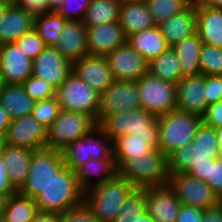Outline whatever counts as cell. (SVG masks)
I'll return each instance as SVG.
<instances>
[{
    "instance_id": "obj_5",
    "label": "cell",
    "mask_w": 222,
    "mask_h": 222,
    "mask_svg": "<svg viewBox=\"0 0 222 222\" xmlns=\"http://www.w3.org/2000/svg\"><path fill=\"white\" fill-rule=\"evenodd\" d=\"M118 174L137 189L166 185L168 183L166 156L159 149H152L147 156L128 160L118 170Z\"/></svg>"
},
{
    "instance_id": "obj_58",
    "label": "cell",
    "mask_w": 222,
    "mask_h": 222,
    "mask_svg": "<svg viewBox=\"0 0 222 222\" xmlns=\"http://www.w3.org/2000/svg\"><path fill=\"white\" fill-rule=\"evenodd\" d=\"M215 131L218 144H222V127L216 128Z\"/></svg>"
},
{
    "instance_id": "obj_43",
    "label": "cell",
    "mask_w": 222,
    "mask_h": 222,
    "mask_svg": "<svg viewBox=\"0 0 222 222\" xmlns=\"http://www.w3.org/2000/svg\"><path fill=\"white\" fill-rule=\"evenodd\" d=\"M15 43L31 60H34L47 46L34 28L24 33Z\"/></svg>"
},
{
    "instance_id": "obj_29",
    "label": "cell",
    "mask_w": 222,
    "mask_h": 222,
    "mask_svg": "<svg viewBox=\"0 0 222 222\" xmlns=\"http://www.w3.org/2000/svg\"><path fill=\"white\" fill-rule=\"evenodd\" d=\"M117 173L114 159H90L75 170L77 182L83 192L112 179ZM94 178L95 181H92Z\"/></svg>"
},
{
    "instance_id": "obj_66",
    "label": "cell",
    "mask_w": 222,
    "mask_h": 222,
    "mask_svg": "<svg viewBox=\"0 0 222 222\" xmlns=\"http://www.w3.org/2000/svg\"><path fill=\"white\" fill-rule=\"evenodd\" d=\"M117 1H119V2H123V1H129V0H117Z\"/></svg>"
},
{
    "instance_id": "obj_36",
    "label": "cell",
    "mask_w": 222,
    "mask_h": 222,
    "mask_svg": "<svg viewBox=\"0 0 222 222\" xmlns=\"http://www.w3.org/2000/svg\"><path fill=\"white\" fill-rule=\"evenodd\" d=\"M66 21L67 20L53 10L49 13L36 15L34 17V29L47 46L54 47Z\"/></svg>"
},
{
    "instance_id": "obj_7",
    "label": "cell",
    "mask_w": 222,
    "mask_h": 222,
    "mask_svg": "<svg viewBox=\"0 0 222 222\" xmlns=\"http://www.w3.org/2000/svg\"><path fill=\"white\" fill-rule=\"evenodd\" d=\"M99 126L113 141L131 134L141 138H159L157 117L143 108L111 114Z\"/></svg>"
},
{
    "instance_id": "obj_47",
    "label": "cell",
    "mask_w": 222,
    "mask_h": 222,
    "mask_svg": "<svg viewBox=\"0 0 222 222\" xmlns=\"http://www.w3.org/2000/svg\"><path fill=\"white\" fill-rule=\"evenodd\" d=\"M215 194L222 196V158L218 157L214 162H210L209 178L206 181Z\"/></svg>"
},
{
    "instance_id": "obj_12",
    "label": "cell",
    "mask_w": 222,
    "mask_h": 222,
    "mask_svg": "<svg viewBox=\"0 0 222 222\" xmlns=\"http://www.w3.org/2000/svg\"><path fill=\"white\" fill-rule=\"evenodd\" d=\"M167 184L181 204L203 210L219 204V197L206 181L192 177L187 173L169 174Z\"/></svg>"
},
{
    "instance_id": "obj_8",
    "label": "cell",
    "mask_w": 222,
    "mask_h": 222,
    "mask_svg": "<svg viewBox=\"0 0 222 222\" xmlns=\"http://www.w3.org/2000/svg\"><path fill=\"white\" fill-rule=\"evenodd\" d=\"M64 167L61 151L47 147L34 150L28 176L18 192L34 199Z\"/></svg>"
},
{
    "instance_id": "obj_32",
    "label": "cell",
    "mask_w": 222,
    "mask_h": 222,
    "mask_svg": "<svg viewBox=\"0 0 222 222\" xmlns=\"http://www.w3.org/2000/svg\"><path fill=\"white\" fill-rule=\"evenodd\" d=\"M202 47L200 37L195 33L189 38L183 39L172 48L175 51L183 76L199 75V54Z\"/></svg>"
},
{
    "instance_id": "obj_30",
    "label": "cell",
    "mask_w": 222,
    "mask_h": 222,
    "mask_svg": "<svg viewBox=\"0 0 222 222\" xmlns=\"http://www.w3.org/2000/svg\"><path fill=\"white\" fill-rule=\"evenodd\" d=\"M119 22L126 36L155 26L145 0L121 2Z\"/></svg>"
},
{
    "instance_id": "obj_28",
    "label": "cell",
    "mask_w": 222,
    "mask_h": 222,
    "mask_svg": "<svg viewBox=\"0 0 222 222\" xmlns=\"http://www.w3.org/2000/svg\"><path fill=\"white\" fill-rule=\"evenodd\" d=\"M127 43L148 63L169 48L158 25L128 35Z\"/></svg>"
},
{
    "instance_id": "obj_1",
    "label": "cell",
    "mask_w": 222,
    "mask_h": 222,
    "mask_svg": "<svg viewBox=\"0 0 222 222\" xmlns=\"http://www.w3.org/2000/svg\"><path fill=\"white\" fill-rule=\"evenodd\" d=\"M220 157L215 128L203 123L198 127L191 144L172 151L167 157V173H186L195 163L214 162Z\"/></svg>"
},
{
    "instance_id": "obj_22",
    "label": "cell",
    "mask_w": 222,
    "mask_h": 222,
    "mask_svg": "<svg viewBox=\"0 0 222 222\" xmlns=\"http://www.w3.org/2000/svg\"><path fill=\"white\" fill-rule=\"evenodd\" d=\"M54 48L71 63L89 55L84 21H66Z\"/></svg>"
},
{
    "instance_id": "obj_40",
    "label": "cell",
    "mask_w": 222,
    "mask_h": 222,
    "mask_svg": "<svg viewBox=\"0 0 222 222\" xmlns=\"http://www.w3.org/2000/svg\"><path fill=\"white\" fill-rule=\"evenodd\" d=\"M60 110L59 102L54 96L49 99L35 101L31 116L47 129L58 117Z\"/></svg>"
},
{
    "instance_id": "obj_44",
    "label": "cell",
    "mask_w": 222,
    "mask_h": 222,
    "mask_svg": "<svg viewBox=\"0 0 222 222\" xmlns=\"http://www.w3.org/2000/svg\"><path fill=\"white\" fill-rule=\"evenodd\" d=\"M59 222H100L83 201L80 205L59 214Z\"/></svg>"
},
{
    "instance_id": "obj_61",
    "label": "cell",
    "mask_w": 222,
    "mask_h": 222,
    "mask_svg": "<svg viewBox=\"0 0 222 222\" xmlns=\"http://www.w3.org/2000/svg\"><path fill=\"white\" fill-rule=\"evenodd\" d=\"M3 145H4V137L2 135H0V153L2 151Z\"/></svg>"
},
{
    "instance_id": "obj_53",
    "label": "cell",
    "mask_w": 222,
    "mask_h": 222,
    "mask_svg": "<svg viewBox=\"0 0 222 222\" xmlns=\"http://www.w3.org/2000/svg\"><path fill=\"white\" fill-rule=\"evenodd\" d=\"M31 222H59V214L55 212L38 211Z\"/></svg>"
},
{
    "instance_id": "obj_35",
    "label": "cell",
    "mask_w": 222,
    "mask_h": 222,
    "mask_svg": "<svg viewBox=\"0 0 222 222\" xmlns=\"http://www.w3.org/2000/svg\"><path fill=\"white\" fill-rule=\"evenodd\" d=\"M121 2L117 0H92L86 10V27L104 25L119 21Z\"/></svg>"
},
{
    "instance_id": "obj_38",
    "label": "cell",
    "mask_w": 222,
    "mask_h": 222,
    "mask_svg": "<svg viewBox=\"0 0 222 222\" xmlns=\"http://www.w3.org/2000/svg\"><path fill=\"white\" fill-rule=\"evenodd\" d=\"M194 0H145L155 25L186 9Z\"/></svg>"
},
{
    "instance_id": "obj_54",
    "label": "cell",
    "mask_w": 222,
    "mask_h": 222,
    "mask_svg": "<svg viewBox=\"0 0 222 222\" xmlns=\"http://www.w3.org/2000/svg\"><path fill=\"white\" fill-rule=\"evenodd\" d=\"M11 122V118L6 110L0 104V135L3 137L6 134L9 123Z\"/></svg>"
},
{
    "instance_id": "obj_18",
    "label": "cell",
    "mask_w": 222,
    "mask_h": 222,
    "mask_svg": "<svg viewBox=\"0 0 222 222\" xmlns=\"http://www.w3.org/2000/svg\"><path fill=\"white\" fill-rule=\"evenodd\" d=\"M72 72L98 94L105 91L113 82L106 56L86 55L72 63Z\"/></svg>"
},
{
    "instance_id": "obj_51",
    "label": "cell",
    "mask_w": 222,
    "mask_h": 222,
    "mask_svg": "<svg viewBox=\"0 0 222 222\" xmlns=\"http://www.w3.org/2000/svg\"><path fill=\"white\" fill-rule=\"evenodd\" d=\"M210 162H202L193 164L186 172L192 177L207 181L209 178Z\"/></svg>"
},
{
    "instance_id": "obj_20",
    "label": "cell",
    "mask_w": 222,
    "mask_h": 222,
    "mask_svg": "<svg viewBox=\"0 0 222 222\" xmlns=\"http://www.w3.org/2000/svg\"><path fill=\"white\" fill-rule=\"evenodd\" d=\"M204 75L184 76L176 84L177 109L202 117L207 102Z\"/></svg>"
},
{
    "instance_id": "obj_42",
    "label": "cell",
    "mask_w": 222,
    "mask_h": 222,
    "mask_svg": "<svg viewBox=\"0 0 222 222\" xmlns=\"http://www.w3.org/2000/svg\"><path fill=\"white\" fill-rule=\"evenodd\" d=\"M26 94L34 101L49 99L55 96L56 89L45 80L30 75L22 83Z\"/></svg>"
},
{
    "instance_id": "obj_59",
    "label": "cell",
    "mask_w": 222,
    "mask_h": 222,
    "mask_svg": "<svg viewBox=\"0 0 222 222\" xmlns=\"http://www.w3.org/2000/svg\"><path fill=\"white\" fill-rule=\"evenodd\" d=\"M8 4L0 2V23L3 20L5 9Z\"/></svg>"
},
{
    "instance_id": "obj_45",
    "label": "cell",
    "mask_w": 222,
    "mask_h": 222,
    "mask_svg": "<svg viewBox=\"0 0 222 222\" xmlns=\"http://www.w3.org/2000/svg\"><path fill=\"white\" fill-rule=\"evenodd\" d=\"M207 105L222 101V75H204Z\"/></svg>"
},
{
    "instance_id": "obj_10",
    "label": "cell",
    "mask_w": 222,
    "mask_h": 222,
    "mask_svg": "<svg viewBox=\"0 0 222 222\" xmlns=\"http://www.w3.org/2000/svg\"><path fill=\"white\" fill-rule=\"evenodd\" d=\"M55 96L63 110L84 113L97 123L100 94L71 72L56 89Z\"/></svg>"
},
{
    "instance_id": "obj_19",
    "label": "cell",
    "mask_w": 222,
    "mask_h": 222,
    "mask_svg": "<svg viewBox=\"0 0 222 222\" xmlns=\"http://www.w3.org/2000/svg\"><path fill=\"white\" fill-rule=\"evenodd\" d=\"M181 205L168 184L146 188V212L155 222H176Z\"/></svg>"
},
{
    "instance_id": "obj_55",
    "label": "cell",
    "mask_w": 222,
    "mask_h": 222,
    "mask_svg": "<svg viewBox=\"0 0 222 222\" xmlns=\"http://www.w3.org/2000/svg\"><path fill=\"white\" fill-rule=\"evenodd\" d=\"M194 2L199 5L222 9V0H194Z\"/></svg>"
},
{
    "instance_id": "obj_33",
    "label": "cell",
    "mask_w": 222,
    "mask_h": 222,
    "mask_svg": "<svg viewBox=\"0 0 222 222\" xmlns=\"http://www.w3.org/2000/svg\"><path fill=\"white\" fill-rule=\"evenodd\" d=\"M148 73L175 85L184 77L179 59L172 47L148 63Z\"/></svg>"
},
{
    "instance_id": "obj_24",
    "label": "cell",
    "mask_w": 222,
    "mask_h": 222,
    "mask_svg": "<svg viewBox=\"0 0 222 222\" xmlns=\"http://www.w3.org/2000/svg\"><path fill=\"white\" fill-rule=\"evenodd\" d=\"M32 149L4 143L1 151L10 185L18 191L28 176Z\"/></svg>"
},
{
    "instance_id": "obj_16",
    "label": "cell",
    "mask_w": 222,
    "mask_h": 222,
    "mask_svg": "<svg viewBox=\"0 0 222 222\" xmlns=\"http://www.w3.org/2000/svg\"><path fill=\"white\" fill-rule=\"evenodd\" d=\"M72 72V63L54 47L46 48L33 60L32 75L41 78L57 89Z\"/></svg>"
},
{
    "instance_id": "obj_52",
    "label": "cell",
    "mask_w": 222,
    "mask_h": 222,
    "mask_svg": "<svg viewBox=\"0 0 222 222\" xmlns=\"http://www.w3.org/2000/svg\"><path fill=\"white\" fill-rule=\"evenodd\" d=\"M202 222H222V208L218 204L203 210Z\"/></svg>"
},
{
    "instance_id": "obj_63",
    "label": "cell",
    "mask_w": 222,
    "mask_h": 222,
    "mask_svg": "<svg viewBox=\"0 0 222 222\" xmlns=\"http://www.w3.org/2000/svg\"><path fill=\"white\" fill-rule=\"evenodd\" d=\"M0 222H7L4 216H0Z\"/></svg>"
},
{
    "instance_id": "obj_6",
    "label": "cell",
    "mask_w": 222,
    "mask_h": 222,
    "mask_svg": "<svg viewBox=\"0 0 222 222\" xmlns=\"http://www.w3.org/2000/svg\"><path fill=\"white\" fill-rule=\"evenodd\" d=\"M61 153L65 166L75 171L90 159H114L113 140L97 125L85 136L67 145Z\"/></svg>"
},
{
    "instance_id": "obj_17",
    "label": "cell",
    "mask_w": 222,
    "mask_h": 222,
    "mask_svg": "<svg viewBox=\"0 0 222 222\" xmlns=\"http://www.w3.org/2000/svg\"><path fill=\"white\" fill-rule=\"evenodd\" d=\"M32 63L15 42L0 45V77L4 84H22L32 75Z\"/></svg>"
},
{
    "instance_id": "obj_31",
    "label": "cell",
    "mask_w": 222,
    "mask_h": 222,
    "mask_svg": "<svg viewBox=\"0 0 222 222\" xmlns=\"http://www.w3.org/2000/svg\"><path fill=\"white\" fill-rule=\"evenodd\" d=\"M35 101L27 94L22 84H4L0 104L11 120L31 115Z\"/></svg>"
},
{
    "instance_id": "obj_14",
    "label": "cell",
    "mask_w": 222,
    "mask_h": 222,
    "mask_svg": "<svg viewBox=\"0 0 222 222\" xmlns=\"http://www.w3.org/2000/svg\"><path fill=\"white\" fill-rule=\"evenodd\" d=\"M113 80L137 81L148 72V62L128 43L106 55Z\"/></svg>"
},
{
    "instance_id": "obj_3",
    "label": "cell",
    "mask_w": 222,
    "mask_h": 222,
    "mask_svg": "<svg viewBox=\"0 0 222 222\" xmlns=\"http://www.w3.org/2000/svg\"><path fill=\"white\" fill-rule=\"evenodd\" d=\"M134 189L126 178L117 173L112 179L86 190L83 201L100 222H113Z\"/></svg>"
},
{
    "instance_id": "obj_26",
    "label": "cell",
    "mask_w": 222,
    "mask_h": 222,
    "mask_svg": "<svg viewBox=\"0 0 222 222\" xmlns=\"http://www.w3.org/2000/svg\"><path fill=\"white\" fill-rule=\"evenodd\" d=\"M113 149L118 171L128 160L147 156L152 149H159V138H141L135 134L124 135L113 141Z\"/></svg>"
},
{
    "instance_id": "obj_64",
    "label": "cell",
    "mask_w": 222,
    "mask_h": 222,
    "mask_svg": "<svg viewBox=\"0 0 222 222\" xmlns=\"http://www.w3.org/2000/svg\"><path fill=\"white\" fill-rule=\"evenodd\" d=\"M220 149V157L222 158V144H218Z\"/></svg>"
},
{
    "instance_id": "obj_13",
    "label": "cell",
    "mask_w": 222,
    "mask_h": 222,
    "mask_svg": "<svg viewBox=\"0 0 222 222\" xmlns=\"http://www.w3.org/2000/svg\"><path fill=\"white\" fill-rule=\"evenodd\" d=\"M140 108L136 81L113 80L112 84L100 94L97 125L111 114Z\"/></svg>"
},
{
    "instance_id": "obj_39",
    "label": "cell",
    "mask_w": 222,
    "mask_h": 222,
    "mask_svg": "<svg viewBox=\"0 0 222 222\" xmlns=\"http://www.w3.org/2000/svg\"><path fill=\"white\" fill-rule=\"evenodd\" d=\"M199 63L201 74L222 75V48L202 43Z\"/></svg>"
},
{
    "instance_id": "obj_41",
    "label": "cell",
    "mask_w": 222,
    "mask_h": 222,
    "mask_svg": "<svg viewBox=\"0 0 222 222\" xmlns=\"http://www.w3.org/2000/svg\"><path fill=\"white\" fill-rule=\"evenodd\" d=\"M92 0H55L54 10L67 21H83Z\"/></svg>"
},
{
    "instance_id": "obj_2",
    "label": "cell",
    "mask_w": 222,
    "mask_h": 222,
    "mask_svg": "<svg viewBox=\"0 0 222 222\" xmlns=\"http://www.w3.org/2000/svg\"><path fill=\"white\" fill-rule=\"evenodd\" d=\"M83 198L84 192L80 189L75 171L65 166L34 201L38 211L60 214L80 205Z\"/></svg>"
},
{
    "instance_id": "obj_60",
    "label": "cell",
    "mask_w": 222,
    "mask_h": 222,
    "mask_svg": "<svg viewBox=\"0 0 222 222\" xmlns=\"http://www.w3.org/2000/svg\"><path fill=\"white\" fill-rule=\"evenodd\" d=\"M17 0H0V2L2 3H6V4H15Z\"/></svg>"
},
{
    "instance_id": "obj_34",
    "label": "cell",
    "mask_w": 222,
    "mask_h": 222,
    "mask_svg": "<svg viewBox=\"0 0 222 222\" xmlns=\"http://www.w3.org/2000/svg\"><path fill=\"white\" fill-rule=\"evenodd\" d=\"M37 212L34 199L15 191L6 200L3 216L7 222H31Z\"/></svg>"
},
{
    "instance_id": "obj_4",
    "label": "cell",
    "mask_w": 222,
    "mask_h": 222,
    "mask_svg": "<svg viewBox=\"0 0 222 222\" xmlns=\"http://www.w3.org/2000/svg\"><path fill=\"white\" fill-rule=\"evenodd\" d=\"M159 150L167 157L172 151L191 144L202 118L175 109L157 117Z\"/></svg>"
},
{
    "instance_id": "obj_56",
    "label": "cell",
    "mask_w": 222,
    "mask_h": 222,
    "mask_svg": "<svg viewBox=\"0 0 222 222\" xmlns=\"http://www.w3.org/2000/svg\"><path fill=\"white\" fill-rule=\"evenodd\" d=\"M7 197L0 195V216L4 215V207L6 203Z\"/></svg>"
},
{
    "instance_id": "obj_9",
    "label": "cell",
    "mask_w": 222,
    "mask_h": 222,
    "mask_svg": "<svg viewBox=\"0 0 222 222\" xmlns=\"http://www.w3.org/2000/svg\"><path fill=\"white\" fill-rule=\"evenodd\" d=\"M96 126V121L89 115L61 109L46 130V147L61 151Z\"/></svg>"
},
{
    "instance_id": "obj_62",
    "label": "cell",
    "mask_w": 222,
    "mask_h": 222,
    "mask_svg": "<svg viewBox=\"0 0 222 222\" xmlns=\"http://www.w3.org/2000/svg\"><path fill=\"white\" fill-rule=\"evenodd\" d=\"M3 86H4V82H3L2 78L0 77V94H1Z\"/></svg>"
},
{
    "instance_id": "obj_21",
    "label": "cell",
    "mask_w": 222,
    "mask_h": 222,
    "mask_svg": "<svg viewBox=\"0 0 222 222\" xmlns=\"http://www.w3.org/2000/svg\"><path fill=\"white\" fill-rule=\"evenodd\" d=\"M126 43L127 36L119 21L87 27V46L91 55L106 56Z\"/></svg>"
},
{
    "instance_id": "obj_48",
    "label": "cell",
    "mask_w": 222,
    "mask_h": 222,
    "mask_svg": "<svg viewBox=\"0 0 222 222\" xmlns=\"http://www.w3.org/2000/svg\"><path fill=\"white\" fill-rule=\"evenodd\" d=\"M201 118L202 123L209 127H222V101L207 105Z\"/></svg>"
},
{
    "instance_id": "obj_57",
    "label": "cell",
    "mask_w": 222,
    "mask_h": 222,
    "mask_svg": "<svg viewBox=\"0 0 222 222\" xmlns=\"http://www.w3.org/2000/svg\"><path fill=\"white\" fill-rule=\"evenodd\" d=\"M138 222H155L150 215L146 212L141 216Z\"/></svg>"
},
{
    "instance_id": "obj_46",
    "label": "cell",
    "mask_w": 222,
    "mask_h": 222,
    "mask_svg": "<svg viewBox=\"0 0 222 222\" xmlns=\"http://www.w3.org/2000/svg\"><path fill=\"white\" fill-rule=\"evenodd\" d=\"M54 2L55 0H17L15 4L36 16L52 12Z\"/></svg>"
},
{
    "instance_id": "obj_11",
    "label": "cell",
    "mask_w": 222,
    "mask_h": 222,
    "mask_svg": "<svg viewBox=\"0 0 222 222\" xmlns=\"http://www.w3.org/2000/svg\"><path fill=\"white\" fill-rule=\"evenodd\" d=\"M141 108L156 117L177 109L176 85L146 73L136 81Z\"/></svg>"
},
{
    "instance_id": "obj_65",
    "label": "cell",
    "mask_w": 222,
    "mask_h": 222,
    "mask_svg": "<svg viewBox=\"0 0 222 222\" xmlns=\"http://www.w3.org/2000/svg\"><path fill=\"white\" fill-rule=\"evenodd\" d=\"M219 205H220L221 208H222V196L219 198Z\"/></svg>"
},
{
    "instance_id": "obj_25",
    "label": "cell",
    "mask_w": 222,
    "mask_h": 222,
    "mask_svg": "<svg viewBox=\"0 0 222 222\" xmlns=\"http://www.w3.org/2000/svg\"><path fill=\"white\" fill-rule=\"evenodd\" d=\"M34 15L16 4H8L0 23V45L13 43L34 28Z\"/></svg>"
},
{
    "instance_id": "obj_49",
    "label": "cell",
    "mask_w": 222,
    "mask_h": 222,
    "mask_svg": "<svg viewBox=\"0 0 222 222\" xmlns=\"http://www.w3.org/2000/svg\"><path fill=\"white\" fill-rule=\"evenodd\" d=\"M203 209L181 205L176 222H202Z\"/></svg>"
},
{
    "instance_id": "obj_37",
    "label": "cell",
    "mask_w": 222,
    "mask_h": 222,
    "mask_svg": "<svg viewBox=\"0 0 222 222\" xmlns=\"http://www.w3.org/2000/svg\"><path fill=\"white\" fill-rule=\"evenodd\" d=\"M146 213V188H135L124 201L113 222H138Z\"/></svg>"
},
{
    "instance_id": "obj_27",
    "label": "cell",
    "mask_w": 222,
    "mask_h": 222,
    "mask_svg": "<svg viewBox=\"0 0 222 222\" xmlns=\"http://www.w3.org/2000/svg\"><path fill=\"white\" fill-rule=\"evenodd\" d=\"M196 33L202 43L222 48V9L196 3Z\"/></svg>"
},
{
    "instance_id": "obj_15",
    "label": "cell",
    "mask_w": 222,
    "mask_h": 222,
    "mask_svg": "<svg viewBox=\"0 0 222 222\" xmlns=\"http://www.w3.org/2000/svg\"><path fill=\"white\" fill-rule=\"evenodd\" d=\"M46 128L31 115L11 120L4 143L32 150L46 148Z\"/></svg>"
},
{
    "instance_id": "obj_50",
    "label": "cell",
    "mask_w": 222,
    "mask_h": 222,
    "mask_svg": "<svg viewBox=\"0 0 222 222\" xmlns=\"http://www.w3.org/2000/svg\"><path fill=\"white\" fill-rule=\"evenodd\" d=\"M14 192L15 190L8 181L7 169L0 153V195L8 198Z\"/></svg>"
},
{
    "instance_id": "obj_23",
    "label": "cell",
    "mask_w": 222,
    "mask_h": 222,
    "mask_svg": "<svg viewBox=\"0 0 222 222\" xmlns=\"http://www.w3.org/2000/svg\"><path fill=\"white\" fill-rule=\"evenodd\" d=\"M169 47L196 33V3L158 25Z\"/></svg>"
}]
</instances>
